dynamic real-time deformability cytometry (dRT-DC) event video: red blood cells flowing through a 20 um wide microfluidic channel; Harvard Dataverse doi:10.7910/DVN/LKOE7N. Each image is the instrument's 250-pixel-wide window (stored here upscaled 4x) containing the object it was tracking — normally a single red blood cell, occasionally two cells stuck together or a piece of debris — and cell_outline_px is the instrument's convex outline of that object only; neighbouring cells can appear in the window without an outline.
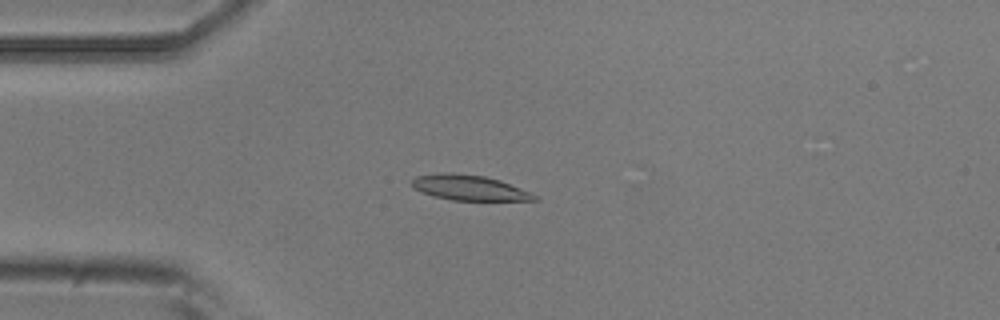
{"species": "common noctule bat (a hibernating species)", "species_latin": "Nyctalus noctula", "temperature_condition": "room temperature", "stored_images_in_passage": 6, "camera_frame_rate_fps": 3000, "um_per_image_px": 0.085, "animal": {"sex": "male", "body_mass_g": 20.5, "forearm_length_mm": 52.5}, "frame": {"image": 1, "passage_image": 4, "time_ms": 1.0, "image_size_px": [1000, 320], "cell_outline_px": [[540, 200], [452, 200], [432, 196], [412, 188], [412, 180], [416, 176], [440, 172], [452, 172], [484, 176], [500, 180], [532, 192], [540, 196]], "centroid_in_image_um": [39.9, 15.95], "position_along_channel_um": 45.1, "area_um2": 18.26}}
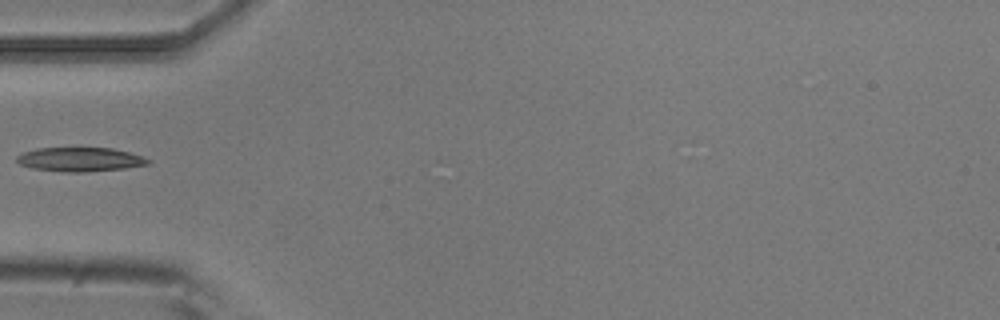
{"frame": {"image": 2, "passage_image": 5, "time_ms": 1.333, "image_size_px": [1000, 320], "cell_outline_px": [[152, 164], [124, 168], [84, 172], [64, 172], [32, 168], [20, 164], [16, 160], [16, 156], [24, 152], [36, 148], [112, 148], [128, 152], [152, 160]], "centroid_in_image_um": [6.81, 13.55], "position_along_channel_um": 78.2, "area_um2": 18.38}}
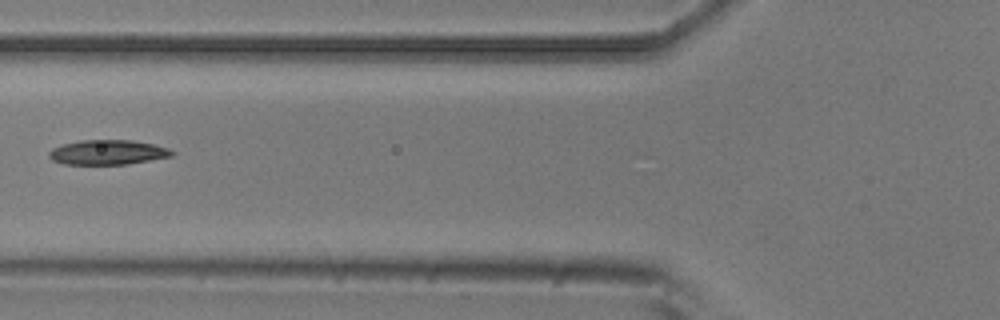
{"frame": {"image": 3, "passage_image": 6, "time_ms": 1.667, "image_size_px": [1000, 320], "cell_outline_px": [[176, 152], [172, 156], [128, 164], [64, 164], [52, 160], [48, 156], [48, 152], [52, 148], [64, 144], [80, 140], [132, 140], [152, 144], [168, 148]], "centroid_in_image_um": [9.15, 12.94], "position_along_channel_um": 116.7, "area_um2": 17.69}}